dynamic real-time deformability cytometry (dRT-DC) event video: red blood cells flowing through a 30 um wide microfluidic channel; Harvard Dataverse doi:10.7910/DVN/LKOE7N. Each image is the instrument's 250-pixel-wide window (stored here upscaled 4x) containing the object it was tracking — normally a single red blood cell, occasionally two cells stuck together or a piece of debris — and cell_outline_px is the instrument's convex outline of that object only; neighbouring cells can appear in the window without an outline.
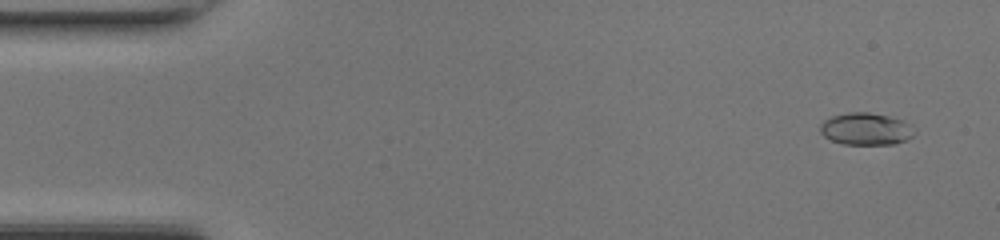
{"species": "common noctule bat (a hibernating species)", "species_latin": "Nyctalus noctula", "temperature_condition": "room temperature", "stored_images_in_passage": 48, "camera_frame_rate_fps": 3000, "um_per_image_px": 0.085, "animal": {"sex": "female", "body_mass_g": 17.0, "forearm_length_mm": 48.0}, "frame": {"image": 1, "passage_image": 3, "time_ms": 0.667, "image_size_px": [1000, 240], "cell_outline_px": [[916, 132], [912, 136], [896, 144], [844, 144], [832, 140], [824, 136], [820, 132], [820, 124], [824, 120], [832, 116], [848, 112], [868, 112], [888, 116], [912, 124]], "centroid_in_image_um": [73.61, 10.96], "position_along_channel_um": 11.4, "area_um2": 17.63}}
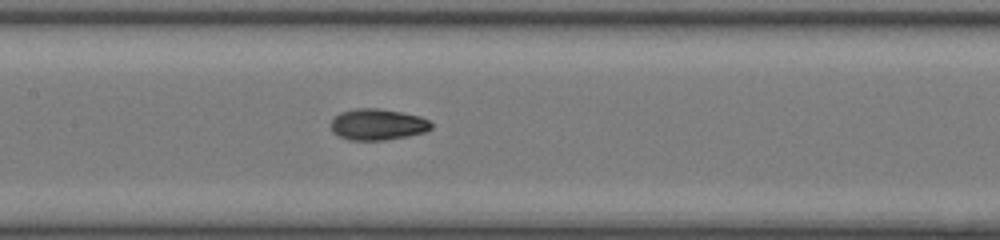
{"frame": {"image": 2, "passage_image": 23, "time_ms": 7.333, "image_size_px": [1000, 240], "cell_outline_px": [[432, 128], [424, 132], [408, 136], [384, 140], [348, 140], [332, 132], [332, 120], [340, 112], [356, 108], [380, 108], [420, 116], [428, 120], [432, 124]], "centroid_in_image_um": [32.1, 10.58], "position_along_channel_um": 175.3, "area_um2": 18.21}}
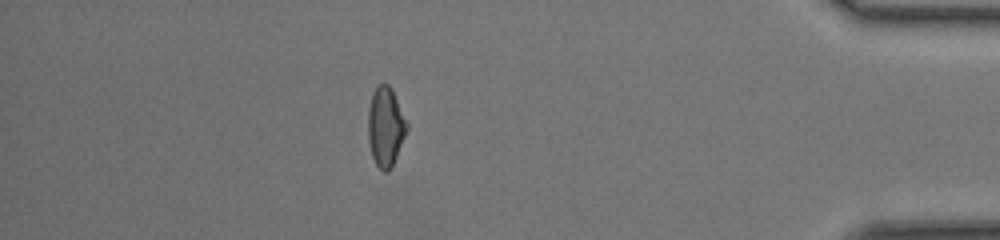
{"frame": {"image": 3, "passage_image": 42, "time_ms": 13.667, "image_size_px": [1000, 240], "cell_outline_px": [[408, 128], [392, 168], [388, 172], [384, 172], [376, 164], [372, 156], [368, 140], [368, 108], [372, 92], [380, 84], [388, 84], [392, 88], [408, 124]], "centroid_in_image_um": [32.77, 10.78], "position_along_channel_um": 402.4, "area_um2": 18.03}, "authors_computed_cell_mechanics": {"area_um2": 17.6579, "velocity_mm_per_s": 4.3613, "shape_relaxation_time_tau1_ms": 5.9745, "shape_relaxation_time_tau2_ms": 2.505, "deformation_change_tau1": 0.1824, "deformation_change_tau2": 0.0738}}